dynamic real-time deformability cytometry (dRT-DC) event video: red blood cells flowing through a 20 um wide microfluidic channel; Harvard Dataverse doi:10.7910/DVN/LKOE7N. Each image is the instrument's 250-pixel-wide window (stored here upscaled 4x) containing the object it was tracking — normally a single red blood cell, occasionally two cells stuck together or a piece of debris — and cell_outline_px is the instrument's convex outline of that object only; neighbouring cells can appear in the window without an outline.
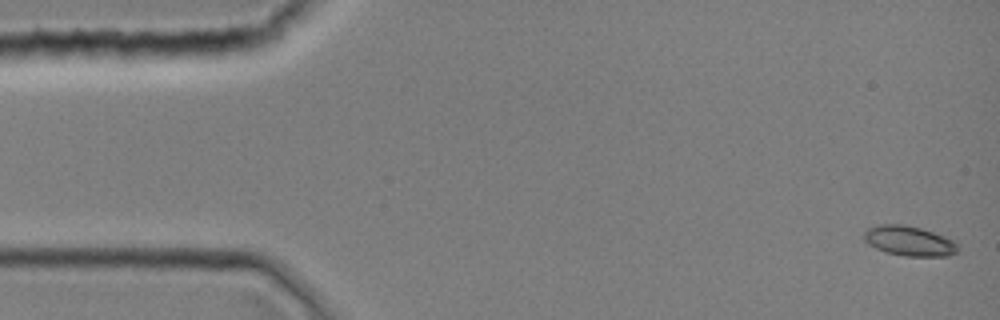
{"species": "common noctule bat (a hibernating species)", "species_latin": "Nyctalus noctula", "temperature_condition": "room temperature", "stored_images_in_passage": 2, "camera_frame_rate_fps": 3000, "um_per_image_px": 0.085, "animal": {"sex": "female", "body_mass_g": 19.0, "forearm_length_mm": 51.5}, "frame": {"image": 1, "passage_image": 1, "time_ms": 0.0, "image_size_px": [1000, 320], "cell_outline_px": [[956, 252], [948, 256], [904, 256], [884, 252], [868, 244], [864, 240], [864, 228], [876, 224], [904, 224], [920, 228], [956, 240]], "centroid_in_image_um": [77.22, 20.46], "position_along_channel_um": 7.8, "area_um2": 16.53}}